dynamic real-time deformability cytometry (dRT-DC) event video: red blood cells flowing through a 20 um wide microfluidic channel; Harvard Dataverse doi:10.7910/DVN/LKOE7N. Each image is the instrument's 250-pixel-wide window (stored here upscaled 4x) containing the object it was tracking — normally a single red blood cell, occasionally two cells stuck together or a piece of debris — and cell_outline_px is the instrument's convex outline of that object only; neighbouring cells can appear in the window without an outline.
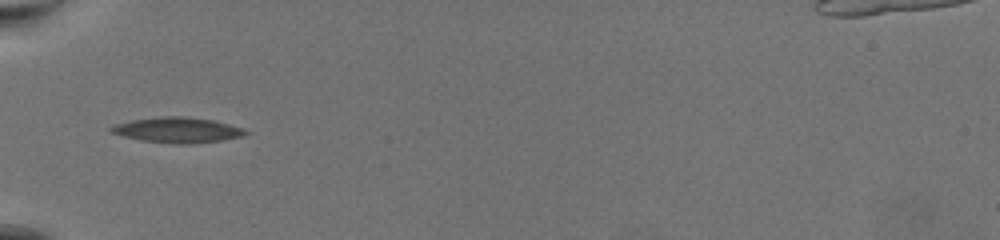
{"species": "common noctule bat (a hibernating species)", "species_latin": "Nyctalus noctula", "temperature_condition": "warm", "stored_images_in_passage": 5, "camera_frame_rate_fps": 3000, "um_per_image_px": 0.085, "animal": {"sex": "female", "body_mass_g": 19.5, "forearm_length_mm": 54.1}, "frame": {"image": 1, "passage_image": 1, "time_ms": 0.0, "image_size_px": [1000, 240], "cell_outline_px": [[248, 132], [244, 136], [220, 140], [192, 144], [176, 144], [140, 140], [108, 132], [108, 128], [116, 124], [132, 120], [160, 116], [180, 116], [212, 120], [244, 128]], "centroid_in_image_um": [15.06, 11.05], "position_along_channel_um": 69.9, "area_um2": 19.83}}